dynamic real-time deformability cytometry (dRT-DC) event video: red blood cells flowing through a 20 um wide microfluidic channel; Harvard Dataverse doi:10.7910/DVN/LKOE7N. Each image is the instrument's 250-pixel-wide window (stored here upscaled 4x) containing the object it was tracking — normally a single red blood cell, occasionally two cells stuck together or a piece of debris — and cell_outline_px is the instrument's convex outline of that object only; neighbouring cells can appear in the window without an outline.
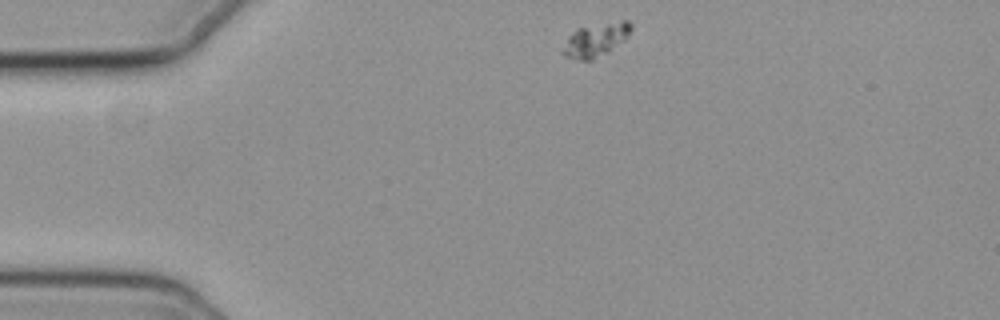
{"species": "common noctule bat (a hibernating species)", "species_latin": "Nyctalus noctula", "temperature_condition": "cold", "stored_images_in_passage": 47, "camera_frame_rate_fps": 3000, "um_per_image_px": 0.085, "animal": {"sex": "female", "body_mass_g": 19.3, "forearm_length_mm": 54.1}, "frame": {"image": 1, "passage_image": 1, "time_ms": 0.0, "image_size_px": [1000, 320], "cell_outline_px": [[632, 28], [628, 36], [624, 40], [608, 52], [592, 60], [580, 60], [564, 56], [560, 52], [568, 36], [576, 28], [624, 20], [628, 20], [632, 24]], "centroid_in_image_um": [50.62, 3.39], "position_along_channel_um": 34.4, "area_um2": 13.35}}
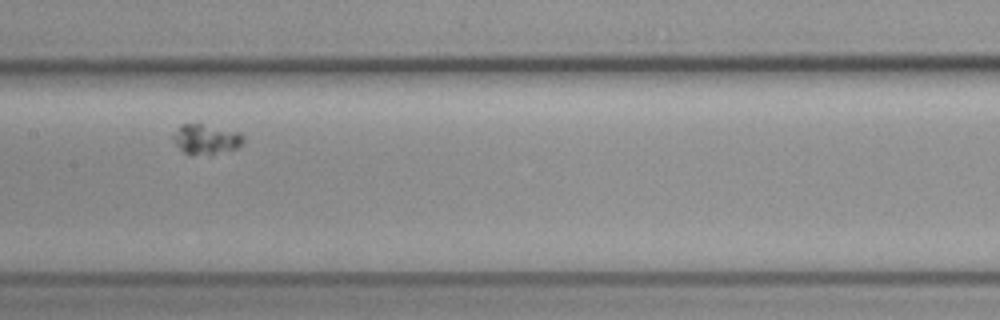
{"frame": {"image": 2, "passage_image": 18, "time_ms": 5.667, "image_size_px": [1000, 320], "cell_outline_px": [[244, 140], [236, 148], [212, 156], [184, 152], [172, 140], [172, 136], [180, 124], [200, 124], [240, 132], [244, 136]], "centroid_in_image_um": [17.52, 11.84], "position_along_channel_um": 189.9, "area_um2": 12.2}}
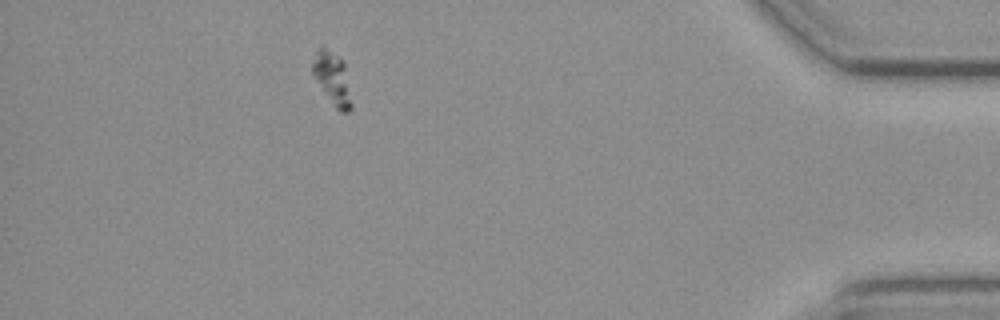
{"frame": {"image": 3, "passage_image": 41, "time_ms": 13.333, "image_size_px": [1000, 320], "cell_outline_px": [[352, 108], [348, 112], [340, 112], [336, 108], [312, 72], [312, 64], [316, 48], [320, 44], [336, 56], [344, 64], [352, 104]], "centroid_in_image_um": [28.25, 6.65], "position_along_channel_um": 407.0, "area_um2": 11.39}}